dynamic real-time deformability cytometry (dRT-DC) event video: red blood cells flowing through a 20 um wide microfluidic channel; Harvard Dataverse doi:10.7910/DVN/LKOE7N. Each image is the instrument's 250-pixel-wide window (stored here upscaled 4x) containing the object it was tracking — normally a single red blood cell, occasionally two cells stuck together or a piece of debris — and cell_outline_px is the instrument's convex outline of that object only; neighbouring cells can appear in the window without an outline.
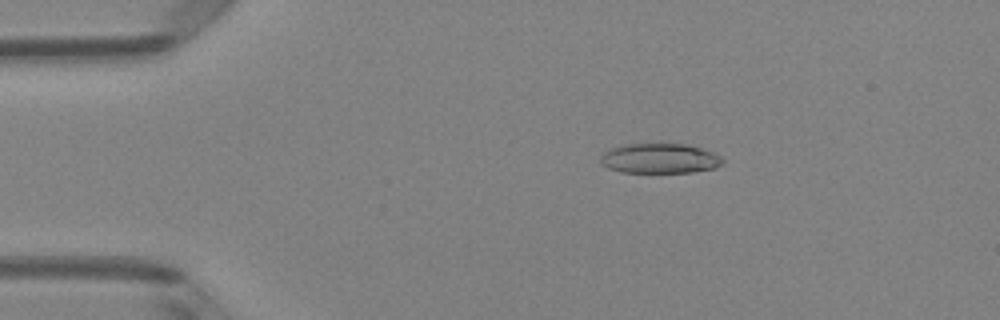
{"species": "Egyptian fruit bat (a non-hibernating species)", "species_latin": "Rousettus aegyptiacus", "temperature_condition": "room temperature", "stored_images_in_passage": 5, "camera_frame_rate_fps": 3000, "um_per_image_px": 0.085, "animal": {"sex": "female"}, "frame": {"image": 1, "passage_image": 2, "time_ms": 0.333, "image_size_px": [1000, 320], "cell_outline_px": [[724, 164], [716, 168], [692, 172], [620, 172], [608, 168], [600, 160], [600, 156], [604, 152], [612, 148], [624, 144], [688, 144], [704, 148], [720, 156], [724, 160]], "centroid_in_image_um": [56.13, 13.46], "position_along_channel_um": 28.9, "area_um2": 21.39}}
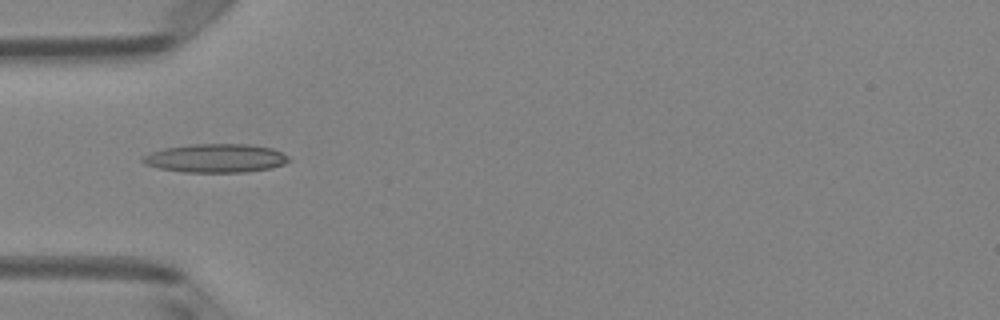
{"frame": {"image": 2, "passage_image": 4, "time_ms": 1.0, "image_size_px": [1000, 320], "cell_outline_px": [[292, 160], [284, 164], [272, 168], [244, 172], [184, 172], [160, 168], [144, 164], [140, 160], [148, 152], [164, 148], [192, 144], [248, 144], [272, 148], [288, 156]], "centroid_in_image_um": [18.33, 13.44], "position_along_channel_um": 66.7, "area_um2": 24.45}}
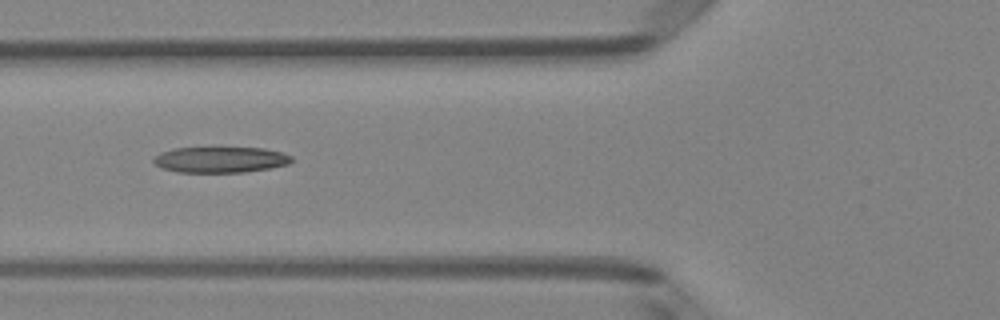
{"frame": {"image": 3, "passage_image": 5, "time_ms": 1.333, "image_size_px": [1000, 320], "cell_outline_px": [[292, 160], [288, 164], [272, 168], [244, 172], [176, 172], [160, 168], [152, 160], [160, 152], [172, 148], [264, 148], [284, 152], [292, 156]], "centroid_in_image_um": [18.74, 13.57], "position_along_channel_um": 107.1, "area_um2": 20.92}}